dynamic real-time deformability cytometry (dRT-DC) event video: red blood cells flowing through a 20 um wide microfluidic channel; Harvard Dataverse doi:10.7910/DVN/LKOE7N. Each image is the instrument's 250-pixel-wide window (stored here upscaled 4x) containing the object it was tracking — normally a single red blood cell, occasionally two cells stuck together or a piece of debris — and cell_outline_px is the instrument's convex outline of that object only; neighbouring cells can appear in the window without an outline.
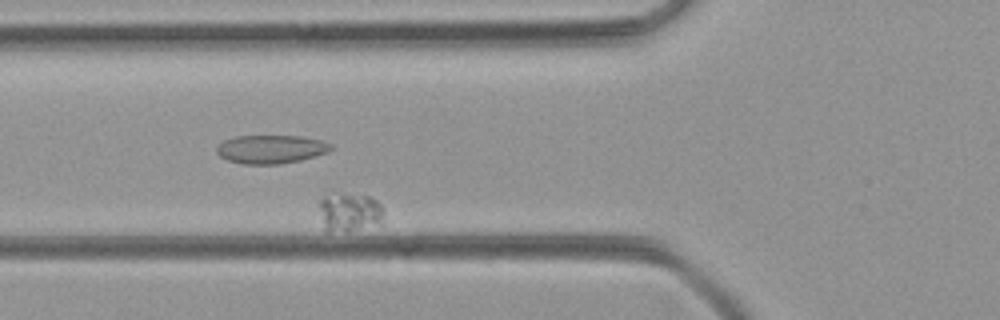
{"species": "common noctule bat (a hibernating species)", "species_latin": "Nyctalus noctula", "temperature_condition": "room temperature", "stored_images_in_passage": 43, "camera_frame_rate_fps": 3000, "um_per_image_px": 0.085, "animal": {"sex": "female", "body_mass_g": 21.9}, "frame": {"image": 1, "passage_image": 17, "time_ms": 5.333, "image_size_px": [1000, 320], "cell_outline_px": [[384, 212], [380, 220], [352, 228], [328, 232], [324, 232], [320, 208], [320, 200], [324, 196], [368, 196], [376, 200], [384, 208]], "centroid_in_image_um": [29.66, 18.02], "position_along_channel_um": 96.1, "area_um2": 13.24}}
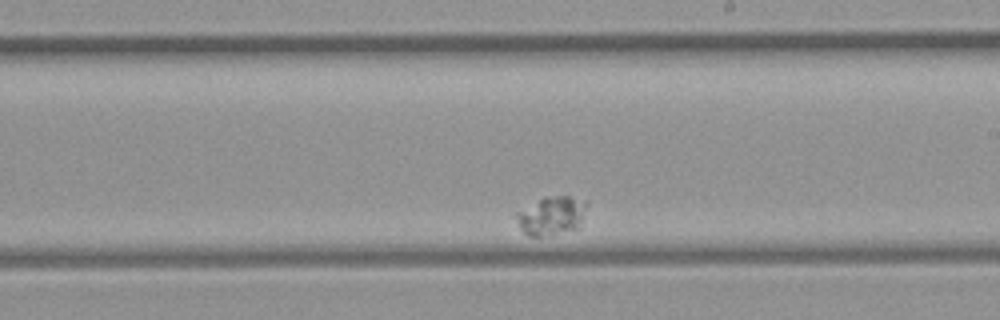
{"frame": {"image": 2, "passage_image": 31, "time_ms": 10.0, "image_size_px": [1000, 320], "cell_outline_px": [[588, 204], [576, 228], [540, 236], [528, 236], [520, 228], [516, 216], [516, 212], [544, 196], [568, 196]], "centroid_in_image_um": [46.81, 18.31], "position_along_channel_um": 242.2, "area_um2": 15.2}}
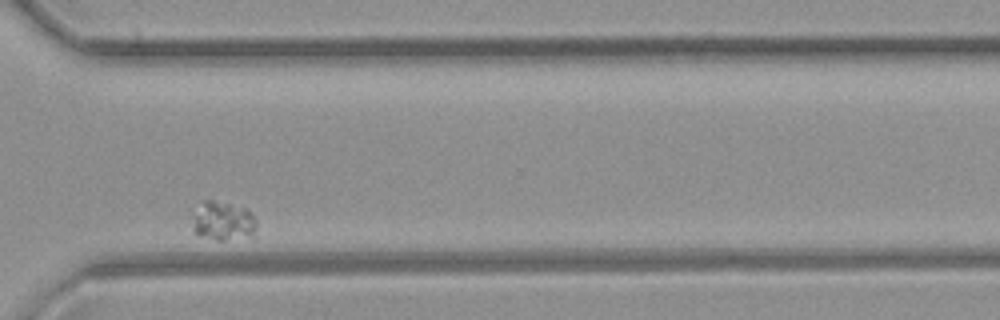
{"frame": {"image": 3, "passage_image": 41, "time_ms": 13.333, "image_size_px": [1000, 320], "cell_outline_px": [[256, 228], [252, 232], [224, 240], [216, 240], [200, 236], [192, 228], [200, 200], [212, 200], [244, 208], [256, 220]], "centroid_in_image_um": [18.89, 18.76], "position_along_channel_um": 351.7, "area_um2": 13.76}}